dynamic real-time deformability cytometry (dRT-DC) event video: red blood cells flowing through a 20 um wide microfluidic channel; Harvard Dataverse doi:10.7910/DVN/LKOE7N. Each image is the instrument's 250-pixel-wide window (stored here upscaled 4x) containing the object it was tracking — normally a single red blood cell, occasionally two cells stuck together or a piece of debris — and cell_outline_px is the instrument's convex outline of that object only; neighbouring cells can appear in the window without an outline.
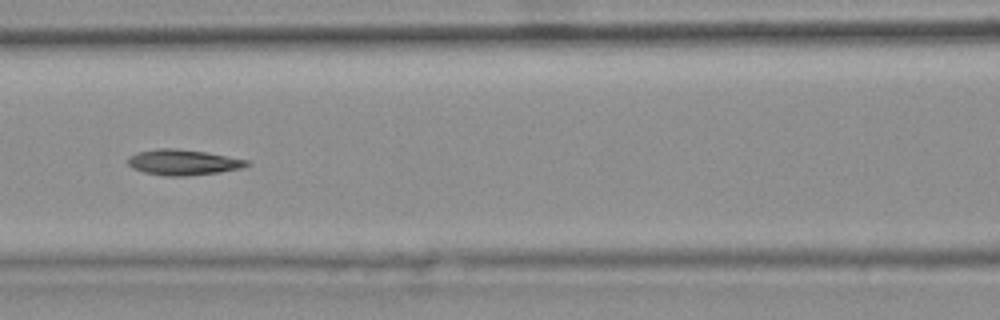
{"species": "common noctule bat (a hibernating species)", "species_latin": "Nyctalus noctula", "temperature_condition": "warm", "stored_images_in_passage": 13, "camera_frame_rate_fps": 3000, "um_per_image_px": 0.085, "animal": {"sex": "female", "body_mass_g": 25.1}, "frame": {"image": 1, "passage_image": 6, "time_ms": 1.667, "image_size_px": [1000, 320], "cell_outline_px": [[252, 164], [240, 168], [220, 172], [188, 176], [164, 176], [144, 172], [132, 168], [128, 164], [128, 156], [136, 152], [156, 148], [176, 148], [204, 152], [248, 160]], "centroid_in_image_um": [15.53, 13.79], "position_along_channel_um": 151.1, "area_um2": 17.8}}